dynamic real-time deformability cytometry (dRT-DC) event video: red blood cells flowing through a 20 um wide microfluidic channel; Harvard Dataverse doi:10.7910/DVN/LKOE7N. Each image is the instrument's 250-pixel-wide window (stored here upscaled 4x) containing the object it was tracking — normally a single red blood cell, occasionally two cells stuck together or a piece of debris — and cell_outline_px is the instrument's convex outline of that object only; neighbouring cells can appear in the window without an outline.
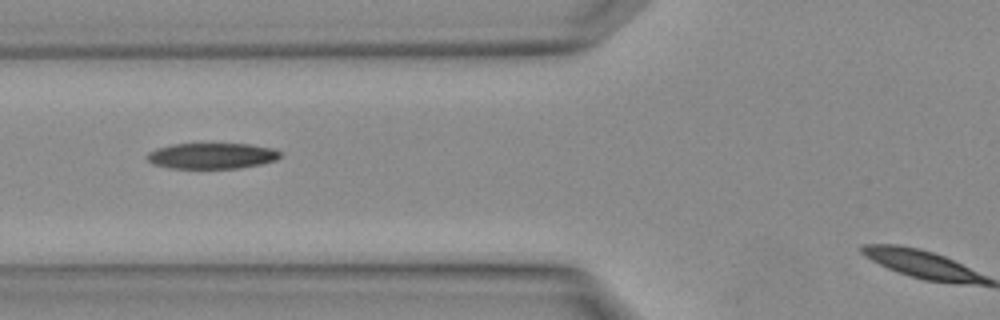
{"species": "Egyptian fruit bat (a non-hibernating species)", "species_latin": "Rousettus aegyptiacus", "temperature_condition": "warm", "stored_images_in_passage": 4, "camera_frame_rate_fps": 3000, "um_per_image_px": 0.085, "animal": {"sex": "female"}, "frame": {"image": 1, "passage_image": 3, "time_ms": 0.667, "image_size_px": [1000, 320], "cell_outline_px": [[280, 156], [276, 160], [260, 164], [240, 168], [168, 168], [152, 164], [144, 156], [148, 152], [156, 148], [172, 144], [248, 144], [272, 148], [280, 152]], "centroid_in_image_um": [17.95, 13.25], "position_along_channel_um": 107.9, "area_um2": 20.06}}